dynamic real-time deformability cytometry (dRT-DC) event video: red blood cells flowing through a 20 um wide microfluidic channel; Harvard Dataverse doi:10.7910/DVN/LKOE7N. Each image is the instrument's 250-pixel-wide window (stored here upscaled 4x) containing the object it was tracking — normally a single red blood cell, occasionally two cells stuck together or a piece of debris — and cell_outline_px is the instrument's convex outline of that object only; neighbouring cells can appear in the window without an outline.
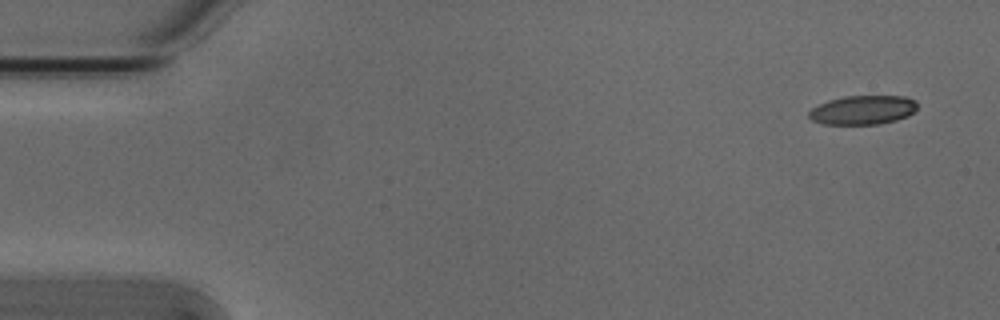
{"species": "Egyptian fruit bat (a non-hibernating species)", "species_latin": "Rousettus aegyptiacus", "temperature_condition": "cold", "stored_images_in_passage": 5, "segment_of_instrument_passage": [1, 2], "camera_frame_rate_fps": 3000, "um_per_image_px": 0.085, "animal": {"sex": "male"}, "frame": {"image": 1, "passage_image": 1, "time_ms": 0.0, "image_size_px": [1000, 320], "cell_outline_px": [[916, 108], [908, 116], [896, 120], [876, 124], [824, 124], [812, 120], [808, 116], [808, 112], [812, 108], [828, 100], [844, 96], [904, 96], [916, 100]], "centroid_in_image_um": [73.33, 9.34], "position_along_channel_um": 11.7, "area_um2": 18.26}}